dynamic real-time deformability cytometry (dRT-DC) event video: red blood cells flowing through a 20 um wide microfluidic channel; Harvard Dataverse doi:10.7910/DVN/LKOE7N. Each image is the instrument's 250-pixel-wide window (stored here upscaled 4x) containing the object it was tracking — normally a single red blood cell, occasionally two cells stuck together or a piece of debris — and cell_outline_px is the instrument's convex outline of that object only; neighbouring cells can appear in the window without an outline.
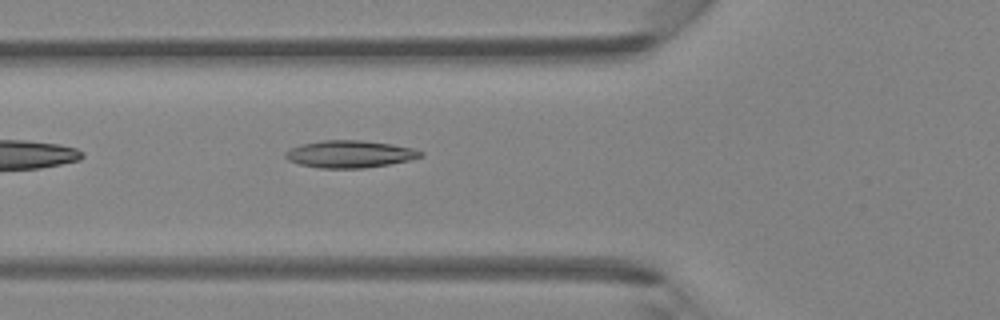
{"species": "Egyptian fruit bat (a non-hibernating species)", "species_latin": "Rousettus aegyptiacus", "temperature_condition": "room temperature", "stored_images_in_passage": 5, "camera_frame_rate_fps": 3000, "um_per_image_px": 0.085, "animal": {"sex": "female"}, "frame": {"image": 1, "passage_image": 5, "time_ms": 1.333, "image_size_px": [1000, 320], "cell_outline_px": [[424, 156], [408, 160], [388, 164], [364, 168], [320, 168], [300, 164], [288, 160], [284, 156], [284, 152], [300, 144], [324, 140], [360, 140], [392, 144], [412, 148], [424, 152]], "centroid_in_image_um": [29.72, 13.09], "position_along_channel_um": 96.1, "area_um2": 21.39}}